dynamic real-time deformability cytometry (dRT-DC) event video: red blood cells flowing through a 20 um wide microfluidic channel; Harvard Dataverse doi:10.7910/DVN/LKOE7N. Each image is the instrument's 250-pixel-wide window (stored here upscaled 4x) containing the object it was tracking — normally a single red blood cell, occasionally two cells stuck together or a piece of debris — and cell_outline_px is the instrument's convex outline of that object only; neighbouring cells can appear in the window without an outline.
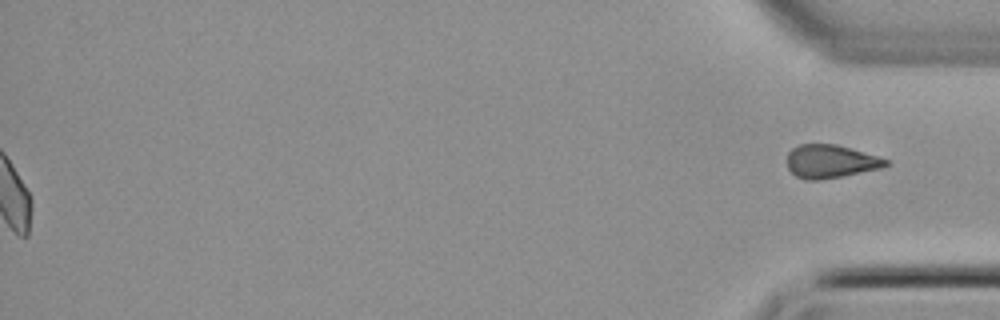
{"species": "common noctule bat (a hibernating species)", "species_latin": "Nyctalus noctula", "temperature_condition": "cold", "stored_images_in_passage": 41, "segment_of_instrument_passage": [2, 2], "camera_frame_rate_fps": 3000, "um_per_image_px": 0.085, "animal": {"sex": "female", "body_mass_g": 22.7, "forearm_length_mm": 54.2}, "frame": {"image": 1, "passage_image": 41, "time_ms": 13.333, "image_size_px": [1000, 320], "cell_outline_px": [[888, 164], [880, 168], [820, 180], [804, 180], [796, 176], [788, 168], [788, 152], [792, 148], [800, 144], [836, 144], [876, 156], [888, 160]], "centroid_in_image_um": [70.54, 13.72], "position_along_channel_um": 364.7, "area_um2": 18.79}}